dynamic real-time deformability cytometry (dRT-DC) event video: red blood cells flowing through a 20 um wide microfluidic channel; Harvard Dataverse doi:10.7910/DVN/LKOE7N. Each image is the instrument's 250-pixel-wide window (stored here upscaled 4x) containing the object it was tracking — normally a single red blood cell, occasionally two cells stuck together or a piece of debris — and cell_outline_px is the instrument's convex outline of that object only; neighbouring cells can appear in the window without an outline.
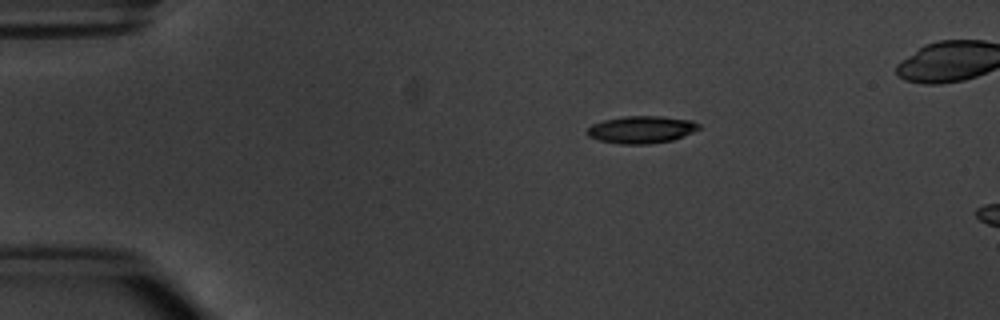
{"species": "common noctule bat (a hibernating species)", "species_latin": "Nyctalus noctula", "temperature_condition": "warm", "stored_images_in_passage": 4, "camera_frame_rate_fps": 3000, "um_per_image_px": 0.085, "animal": {"sex": "male", "body_mass_g": 20.1, "forearm_length_mm": 53.5}, "frame": {"image": 1, "passage_image": 2, "time_ms": 1.333, "image_size_px": [1000, 320], "cell_outline_px": [[700, 128], [684, 136], [672, 140], [648, 144], [620, 144], [600, 140], [588, 136], [588, 128], [592, 124], [604, 120], [624, 116], [660, 116], [692, 120], [700, 124]], "centroid_in_image_um": [54.54, 11.01], "position_along_channel_um": 30.5, "area_um2": 17.69}}